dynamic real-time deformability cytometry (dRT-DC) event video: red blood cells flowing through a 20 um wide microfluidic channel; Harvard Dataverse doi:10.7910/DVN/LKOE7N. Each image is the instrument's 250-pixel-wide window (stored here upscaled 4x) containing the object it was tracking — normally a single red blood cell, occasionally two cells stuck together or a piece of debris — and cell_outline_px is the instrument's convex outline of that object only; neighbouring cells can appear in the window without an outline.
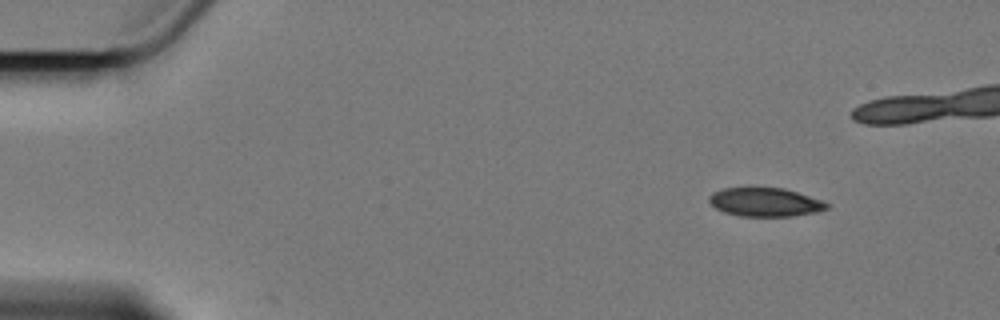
{"species": "Egyptian fruit bat (a non-hibernating species)", "species_latin": "Rousettus aegyptiacus", "temperature_condition": "cold", "stored_images_in_passage": 5, "camera_frame_rate_fps": 3000, "um_per_image_px": 0.085, "animal": {"sex": "female"}, "frame": {"image": 1, "passage_image": 1, "time_ms": 0.0, "image_size_px": [1000, 320], "cell_outline_px": [[832, 204], [828, 208], [816, 212], [792, 216], [740, 216], [724, 212], [716, 208], [708, 200], [708, 196], [712, 192], [724, 188], [784, 188], [824, 200]], "centroid_in_image_um": [65.07, 17.18], "position_along_channel_um": 19.9, "area_um2": 19.77}}